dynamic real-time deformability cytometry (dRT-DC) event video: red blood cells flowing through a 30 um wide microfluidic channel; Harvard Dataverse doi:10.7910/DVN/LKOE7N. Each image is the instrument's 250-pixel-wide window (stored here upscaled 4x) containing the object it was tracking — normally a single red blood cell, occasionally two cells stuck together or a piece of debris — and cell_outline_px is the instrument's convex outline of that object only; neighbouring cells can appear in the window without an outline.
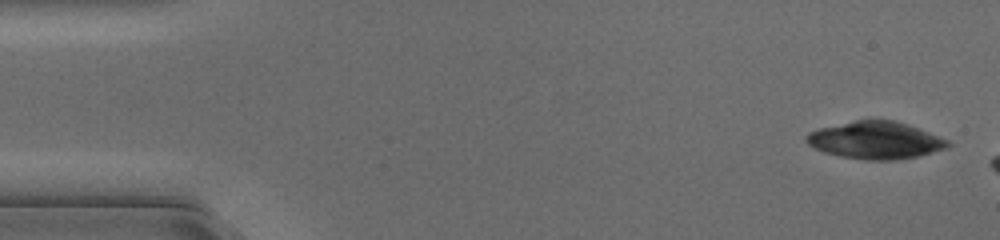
{"species": "common noctule bat (a hibernating species)", "species_latin": "Nyctalus noctula", "temperature_condition": "cold", "stored_images_in_passage": 8, "camera_frame_rate_fps": 3000, "um_per_image_px": 0.085, "animal": {"sex": "female", "body_mass_g": 17.0, "forearm_length_mm": 48.0}, "frame": {"image": 1, "passage_image": 1, "time_ms": 0.0, "image_size_px": [1000, 240], "cell_outline_px": [[952, 144], [948, 148], [916, 156], [896, 160], [864, 160], [840, 156], [824, 152], [808, 144], [804, 140], [804, 136], [808, 132], [820, 128], [856, 120], [892, 120], [916, 128], [948, 140]], "centroid_in_image_um": [74.37, 11.93], "position_along_channel_um": 10.6, "area_um2": 30.4}}